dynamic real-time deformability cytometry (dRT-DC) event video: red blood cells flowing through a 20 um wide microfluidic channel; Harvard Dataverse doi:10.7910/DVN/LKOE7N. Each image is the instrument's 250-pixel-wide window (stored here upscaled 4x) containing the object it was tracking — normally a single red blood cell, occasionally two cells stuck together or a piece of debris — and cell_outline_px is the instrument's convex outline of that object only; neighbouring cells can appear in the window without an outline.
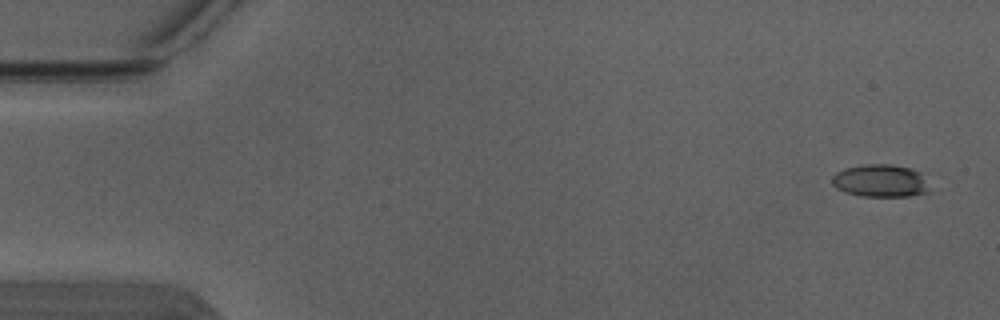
{"species": "Egyptian fruit bat (a non-hibernating species)", "species_latin": "Rousettus aegyptiacus", "temperature_condition": "warm", "stored_images_in_passage": 4, "camera_frame_rate_fps": 3000, "um_per_image_px": 0.085, "animal": {"sex": "male"}, "frame": {"image": 1, "passage_image": 1, "time_ms": 0.0, "image_size_px": [1000, 320], "cell_outline_px": [[932, 192], [908, 196], [860, 196], [844, 192], [836, 188], [832, 184], [832, 176], [836, 172], [844, 168], [864, 164], [892, 164], [912, 168], [924, 172]], "centroid_in_image_um": [74.9, 15.36], "position_along_channel_um": 10.1, "area_um2": 19.13}}
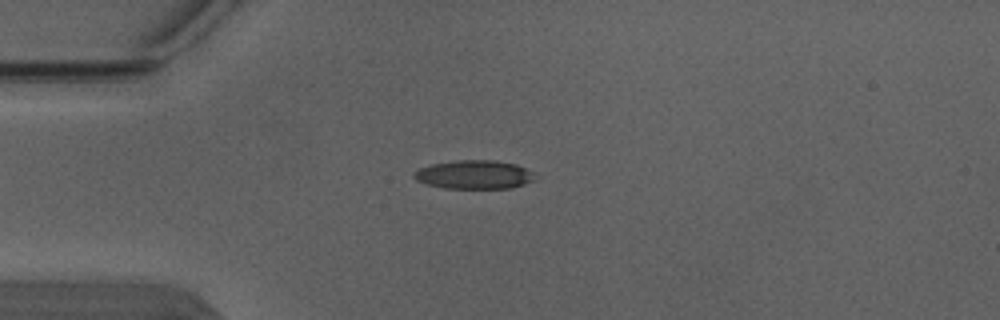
{"frame": {"image": 2, "passage_image": 4, "time_ms": 1.0, "image_size_px": [1000, 320], "cell_outline_px": [[536, 180], [512, 188], [444, 188], [428, 184], [416, 180], [412, 176], [412, 172], [420, 168], [432, 164], [460, 160], [492, 160], [516, 164], [532, 172]], "centroid_in_image_um": [40.3, 14.84], "position_along_channel_um": 44.7, "area_um2": 20.11}}